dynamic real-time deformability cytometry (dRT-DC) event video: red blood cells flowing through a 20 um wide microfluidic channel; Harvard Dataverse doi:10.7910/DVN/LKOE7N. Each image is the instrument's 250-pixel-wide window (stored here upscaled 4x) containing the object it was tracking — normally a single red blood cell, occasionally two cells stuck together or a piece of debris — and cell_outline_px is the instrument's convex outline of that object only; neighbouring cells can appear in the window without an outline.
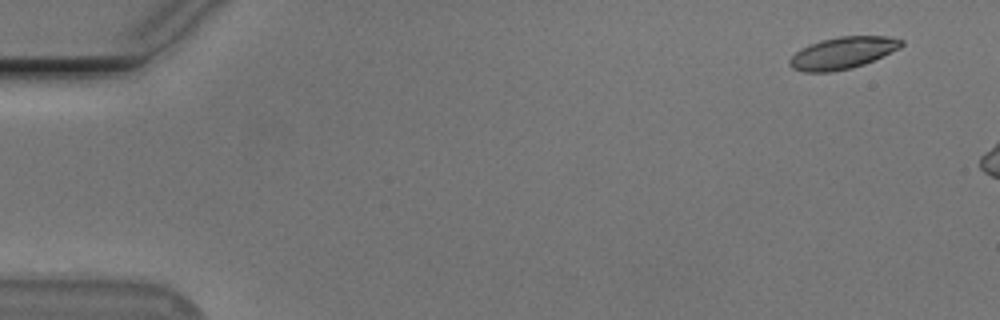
{"species": "Egyptian fruit bat (a non-hibernating species)", "species_latin": "Rousettus aegyptiacus", "temperature_condition": "cold", "stored_images_in_passage": 10, "camera_frame_rate_fps": 3000, "um_per_image_px": 0.085, "animal": {"sex": "male"}, "frame": {"image": 1, "passage_image": 4, "time_ms": 1.0, "image_size_px": [1000, 320], "cell_outline_px": [[904, 44], [900, 48], [864, 64], [852, 68], [832, 72], [804, 72], [792, 68], [788, 64], [788, 60], [796, 52], [808, 44], [820, 40], [840, 36], [888, 36], [904, 40]], "centroid_in_image_um": [71.61, 4.5], "position_along_channel_um": 13.4, "area_um2": 20.87}}